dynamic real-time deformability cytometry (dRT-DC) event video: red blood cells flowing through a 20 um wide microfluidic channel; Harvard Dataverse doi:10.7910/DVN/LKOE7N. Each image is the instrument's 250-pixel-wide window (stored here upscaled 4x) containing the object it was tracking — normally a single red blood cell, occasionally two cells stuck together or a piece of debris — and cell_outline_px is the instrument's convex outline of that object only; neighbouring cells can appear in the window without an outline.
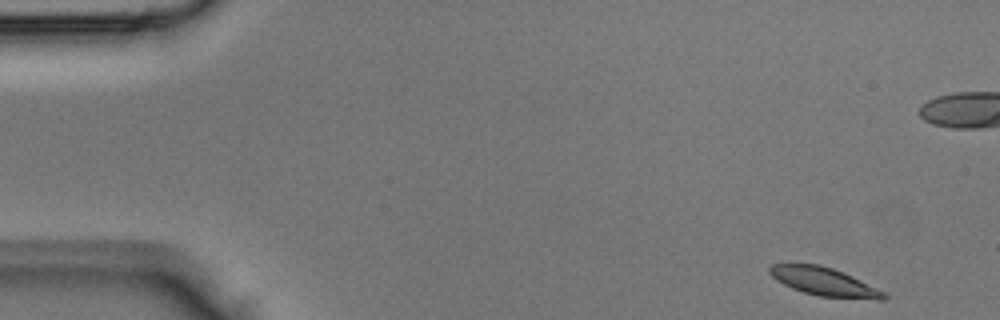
{"species": "Egyptian fruit bat (a non-hibernating species)", "species_latin": "Rousettus aegyptiacus", "temperature_condition": "room temperature", "stored_images_in_passage": 6, "camera_frame_rate_fps": 3000, "um_per_image_px": 0.085, "animal": {"sex": "male"}, "frame": {"image": 1, "passage_image": 1, "time_ms": 0.0, "image_size_px": [1000, 320], "cell_outline_px": [[888, 296], [884, 300], [876, 300], [820, 296], [804, 292], [792, 288], [776, 280], [768, 272], [768, 268], [772, 264], [820, 264], [844, 272], [884, 292]], "centroid_in_image_um": [70.05, 23.94], "position_along_channel_um": 14.9, "area_um2": 18.73}}
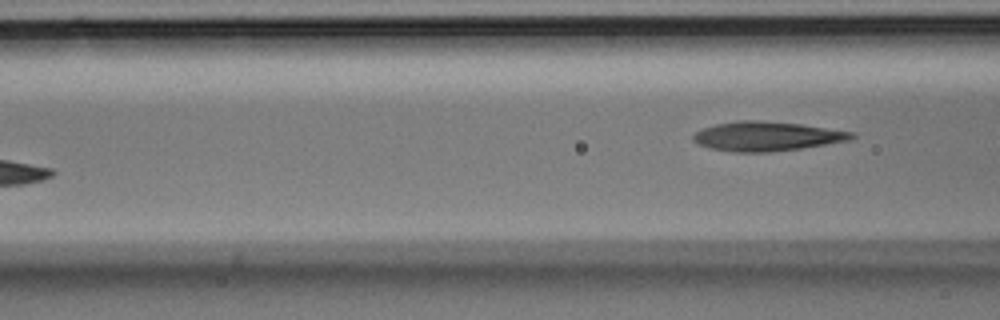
{"frame": {"image": 2, "passage_image": 6, "time_ms": 1.667, "image_size_px": [1000, 320], "cell_outline_px": [[856, 136], [848, 140], [800, 148], [768, 152], [732, 152], [712, 148], [696, 144], [692, 140], [692, 136], [696, 132], [704, 128], [716, 124], [740, 120], [760, 120], [800, 124], [856, 132]], "centroid_in_image_um": [65.15, 11.58], "position_along_channel_um": 101.4, "area_um2": 26.93}}